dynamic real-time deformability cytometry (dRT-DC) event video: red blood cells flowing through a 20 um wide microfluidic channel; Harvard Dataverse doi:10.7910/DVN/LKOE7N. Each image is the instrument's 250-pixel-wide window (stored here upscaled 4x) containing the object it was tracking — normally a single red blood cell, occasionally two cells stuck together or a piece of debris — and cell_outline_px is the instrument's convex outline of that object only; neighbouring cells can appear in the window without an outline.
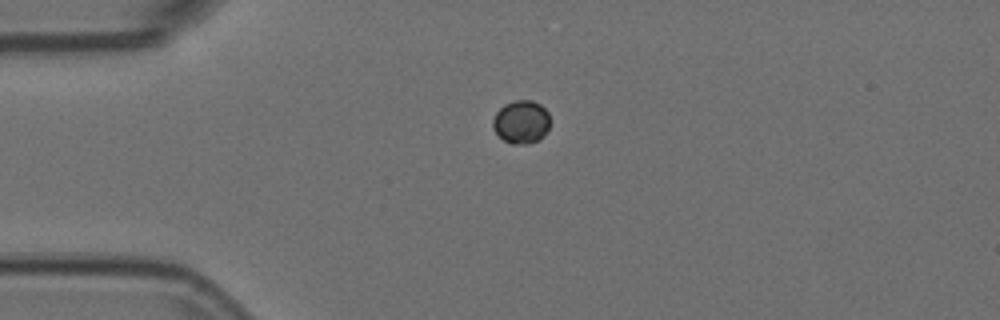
{"species": "Egyptian fruit bat (a non-hibernating species)", "species_latin": "Rousettus aegyptiacus", "temperature_condition": "room temperature", "stored_images_in_passage": 38, "camera_frame_rate_fps": 3000, "um_per_image_px": 0.085, "animal": {"sex": "female"}, "frame": {"image": 1, "passage_image": 1, "time_ms": 0.0, "image_size_px": [1000, 320], "cell_outline_px": [[548, 128], [544, 136], [528, 144], [512, 144], [504, 140], [492, 128], [492, 120], [496, 112], [504, 104], [516, 100], [532, 100], [540, 104], [548, 112]], "centroid_in_image_um": [44.28, 10.36], "position_along_channel_um": 40.7, "area_um2": 14.33}}
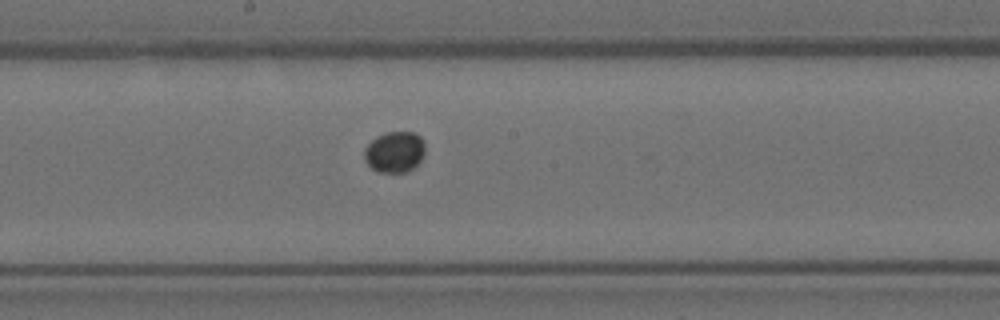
{"frame": {"image": 2, "passage_image": 17, "time_ms": 5.333, "image_size_px": [1000, 320], "cell_outline_px": [[424, 152], [420, 160], [412, 168], [404, 172], [376, 172], [364, 160], [364, 148], [376, 136], [384, 132], [416, 132], [424, 140]], "centroid_in_image_um": [33.52, 12.89], "position_along_channel_um": 214.7, "area_um2": 14.57}}
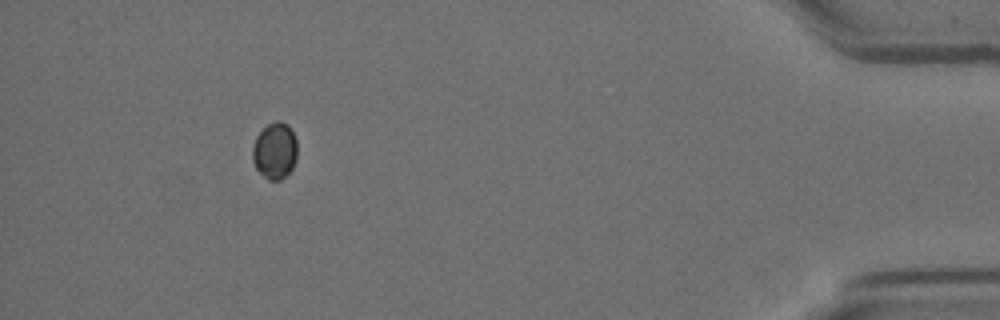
{"frame": {"image": 3, "passage_image": 38, "time_ms": 12.333, "image_size_px": [1000, 320], "cell_outline_px": [[296, 160], [292, 168], [280, 180], [268, 180], [256, 168], [252, 160], [252, 148], [256, 136], [268, 124], [276, 120], [280, 120], [288, 124], [292, 128], [296, 140]], "centroid_in_image_um": [23.36, 12.79], "position_along_channel_um": 411.8, "area_um2": 14.8}}